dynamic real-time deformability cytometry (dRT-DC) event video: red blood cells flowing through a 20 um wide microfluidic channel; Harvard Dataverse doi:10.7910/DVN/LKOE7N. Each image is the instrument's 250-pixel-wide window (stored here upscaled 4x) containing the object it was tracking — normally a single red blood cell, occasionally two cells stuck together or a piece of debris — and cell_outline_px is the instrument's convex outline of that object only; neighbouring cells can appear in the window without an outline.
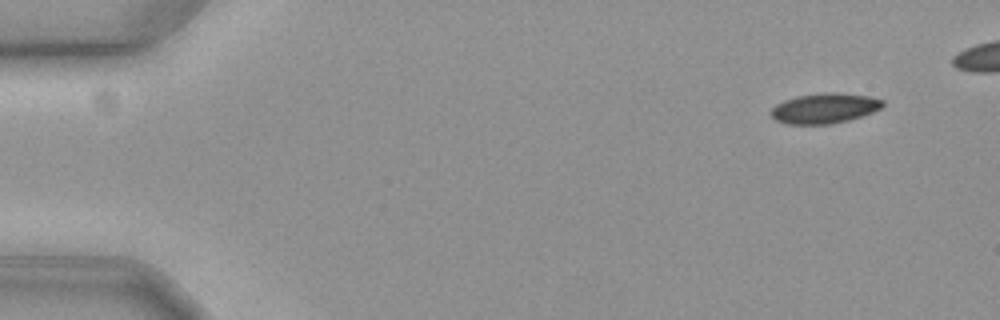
{"species": "common noctule bat (a hibernating species)", "species_latin": "Nyctalus noctula", "temperature_condition": "cold", "stored_images_in_passage": 9, "camera_frame_rate_fps": 3000, "um_per_image_px": 0.085, "animal": {"sex": "female", "body_mass_g": 19.3, "forearm_length_mm": 54.1}, "frame": {"image": 1, "passage_image": 2, "time_ms": 0.333, "image_size_px": [1000, 320], "cell_outline_px": [[884, 104], [880, 108], [872, 112], [848, 120], [832, 124], [788, 124], [776, 120], [772, 116], [772, 108], [776, 104], [784, 100], [796, 96], [824, 92], [836, 92], [868, 96], [884, 100]], "centroid_in_image_um": [70.08, 9.19], "position_along_channel_um": 14.9, "area_um2": 19.54}}